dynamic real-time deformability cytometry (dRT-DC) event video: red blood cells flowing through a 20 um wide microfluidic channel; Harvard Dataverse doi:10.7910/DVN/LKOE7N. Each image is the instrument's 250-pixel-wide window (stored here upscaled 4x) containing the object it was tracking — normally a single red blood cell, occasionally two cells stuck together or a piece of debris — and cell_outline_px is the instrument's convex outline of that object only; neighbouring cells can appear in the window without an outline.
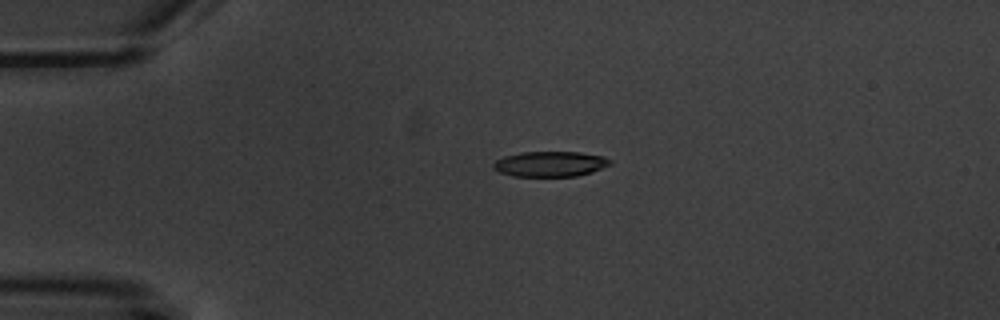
{"species": "common noctule bat (a hibernating species)", "species_latin": "Nyctalus noctula", "temperature_condition": "warm", "stored_images_in_passage": 5, "camera_frame_rate_fps": 3000, "um_per_image_px": 0.085, "animal": {"sex": "male", "body_mass_g": 20.1, "forearm_length_mm": 53.5}, "frame": {"image": 1, "passage_image": 4, "time_ms": 3.667, "image_size_px": [1000, 320], "cell_outline_px": [[612, 164], [592, 172], [576, 176], [512, 176], [500, 172], [492, 168], [492, 164], [496, 160], [504, 156], [520, 152], [580, 152], [604, 156], [612, 160]], "centroid_in_image_um": [46.77, 13.93], "position_along_channel_um": 38.2, "area_um2": 17.34}}